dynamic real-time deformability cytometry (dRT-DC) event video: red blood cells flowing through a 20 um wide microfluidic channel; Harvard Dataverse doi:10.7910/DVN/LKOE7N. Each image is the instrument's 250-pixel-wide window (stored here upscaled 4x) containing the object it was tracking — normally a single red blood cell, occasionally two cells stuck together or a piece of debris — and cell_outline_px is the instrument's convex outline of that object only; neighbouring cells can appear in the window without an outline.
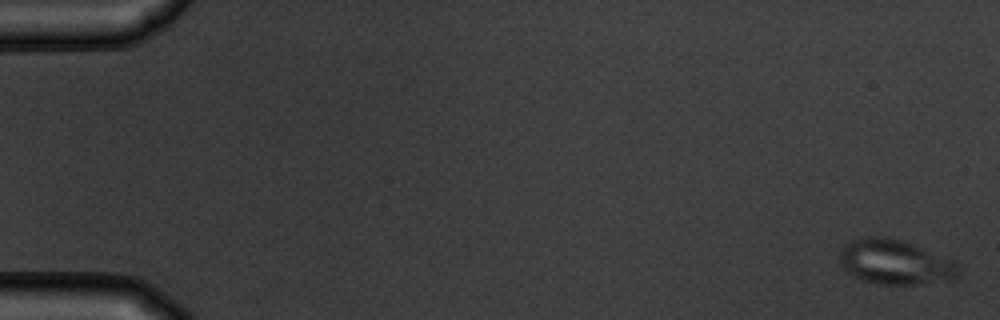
{"species": "common noctule bat (a hibernating species)", "species_latin": "Nyctalus noctula", "temperature_condition": "warm", "stored_images_in_passage": 5, "camera_frame_rate_fps": 3000, "um_per_image_px": 0.085, "animal": {"sex": "male", "body_mass_g": 19.5, "forearm_length_mm": 54.6}, "frame": {"image": 1, "passage_image": 1, "time_ms": 0.0, "image_size_px": [1000, 320], "cell_outline_px": [[960, 272], [956, 276], [916, 284], [880, 284], [864, 280], [848, 272], [840, 264], [840, 248], [852, 240], [868, 236], [880, 236], [900, 240], [912, 244], [956, 260], [960, 268]], "centroid_in_image_um": [76.06, 22.25], "position_along_channel_um": 8.9, "area_um2": 30.46}}